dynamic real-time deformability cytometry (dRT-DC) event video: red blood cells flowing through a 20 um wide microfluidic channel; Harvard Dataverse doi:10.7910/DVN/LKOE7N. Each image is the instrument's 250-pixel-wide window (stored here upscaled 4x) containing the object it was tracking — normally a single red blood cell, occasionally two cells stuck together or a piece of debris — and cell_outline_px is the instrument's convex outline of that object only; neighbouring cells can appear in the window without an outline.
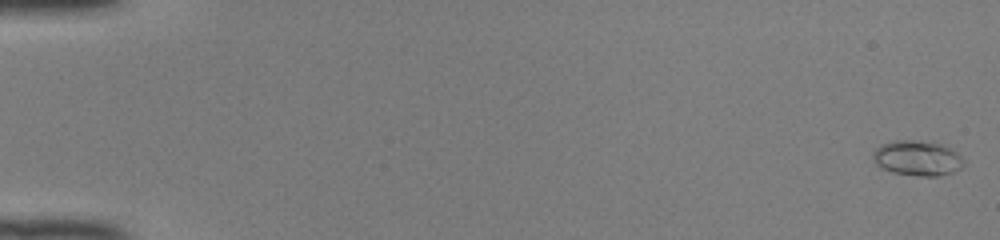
{"species": "common noctule bat (a hibernating species)", "species_latin": "Nyctalus noctula", "temperature_condition": "room temperature", "stored_images_in_passage": 50, "camera_frame_rate_fps": 3000, "um_per_image_px": 0.085, "animal": {"sex": "female", "body_mass_g": 22.0, "forearm_length_mm": 56.7}, "frame": {"image": 1, "passage_image": 1, "time_ms": 0.0, "image_size_px": [1000, 240], "cell_outline_px": [[964, 164], [960, 168], [952, 172], [936, 176], [920, 176], [892, 172], [876, 164], [872, 156], [872, 152], [880, 144], [896, 140], [912, 140], [940, 144], [956, 152], [964, 160]], "centroid_in_image_um": [77.94, 13.44], "position_along_channel_um": 7.1, "area_um2": 18.32}}
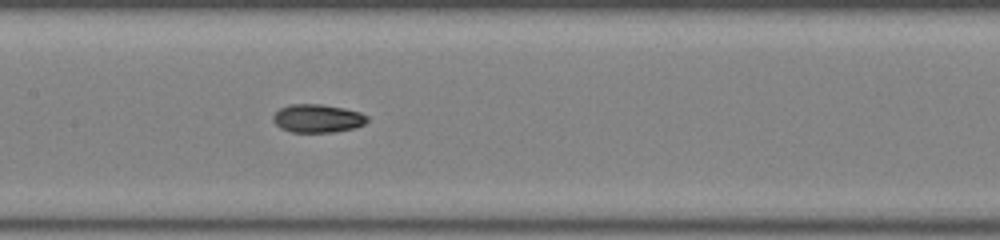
{"frame": {"image": 2, "passage_image": 26, "time_ms": 8.333, "image_size_px": [1000, 240], "cell_outline_px": [[368, 120], [364, 124], [356, 128], [336, 132], [292, 132], [280, 128], [272, 120], [272, 116], [280, 108], [288, 104], [320, 104], [344, 108], [360, 112], [368, 116]], "centroid_in_image_um": [26.99, 10.06], "position_along_channel_um": 180.4, "area_um2": 15.66}}
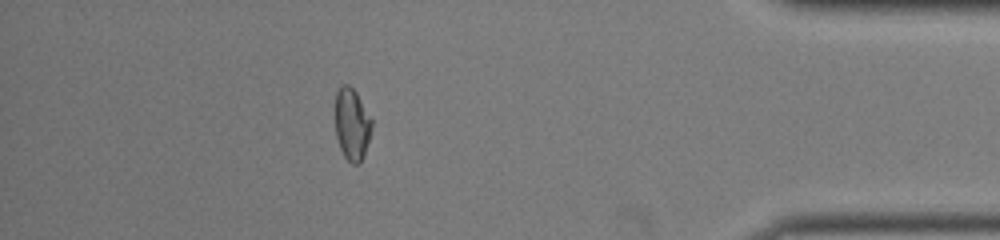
{"frame": {"image": 3, "passage_image": 45, "time_ms": 14.667, "image_size_px": [1000, 240], "cell_outline_px": [[372, 124], [368, 140], [360, 164], [352, 164], [344, 156], [340, 148], [336, 136], [336, 92], [344, 84], [348, 84], [356, 92], [372, 120]], "centroid_in_image_um": [29.9, 10.57], "position_along_channel_um": 405.3, "area_um2": 14.97}, "authors_computed_cell_mechanics": {"area_um2": 15.6349, "velocity_mm_per_s": 4.1314, "shape_relaxation_time_tau1_ms": 4.8845, "shape_relaxation_time_tau2_ms": 3.5482, "deformation_change_tau1": 0.1644, "deformation_change_tau2": 0.0515}}